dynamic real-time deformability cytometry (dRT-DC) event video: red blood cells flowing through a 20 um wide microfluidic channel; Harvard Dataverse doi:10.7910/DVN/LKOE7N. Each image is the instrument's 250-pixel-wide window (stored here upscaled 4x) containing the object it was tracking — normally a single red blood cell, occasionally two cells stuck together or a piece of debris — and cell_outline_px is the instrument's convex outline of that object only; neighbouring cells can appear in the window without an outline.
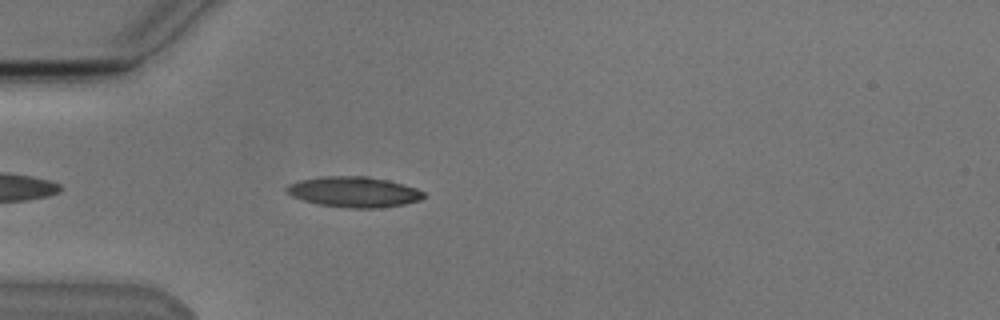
{"species": "Egyptian fruit bat (a non-hibernating species)", "species_latin": "Rousettus aegyptiacus", "temperature_condition": "cold", "stored_images_in_passage": 43, "camera_frame_rate_fps": 3000, "um_per_image_px": 0.085, "animal": {"sex": "male"}, "frame": {"image": 1, "passage_image": 5, "time_ms": 1.333, "image_size_px": [1000, 320], "cell_outline_px": [[424, 196], [420, 200], [404, 204], [380, 208], [348, 208], [320, 204], [304, 200], [292, 196], [284, 192], [284, 188], [288, 184], [300, 180], [324, 176], [368, 176], [388, 180], [416, 188], [424, 192]], "centroid_in_image_um": [30.06, 16.31], "position_along_channel_um": 54.9, "area_um2": 24.39}}
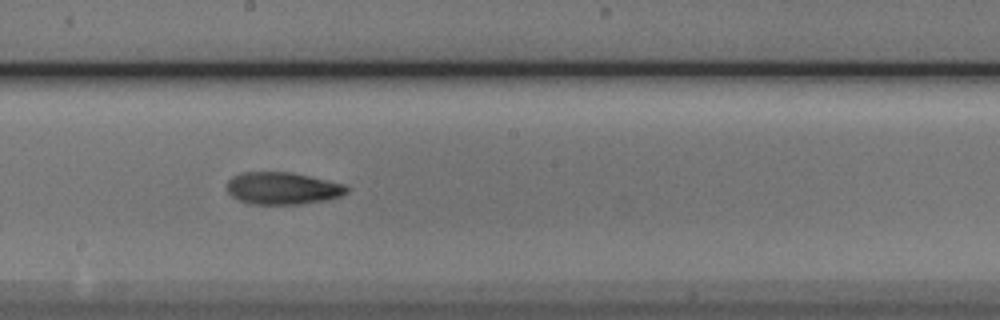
{"frame": {"image": 2, "passage_image": 19, "time_ms": 6.0, "image_size_px": [1000, 320], "cell_outline_px": [[348, 192], [340, 196], [328, 200], [300, 204], [248, 204], [236, 200], [228, 192], [228, 180], [232, 176], [244, 172], [292, 172], [348, 184]], "centroid_in_image_um": [24.05, 16.01], "position_along_channel_um": 224.2, "area_um2": 22.83}}
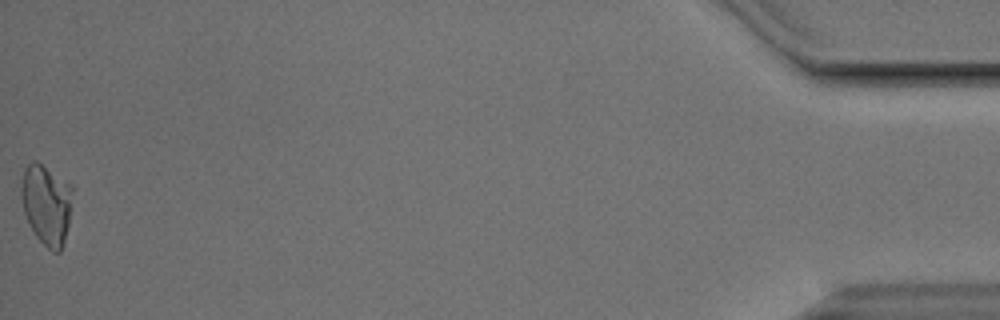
{"frame": {"image": 3, "passage_image": 43, "time_ms": 14.0, "image_size_px": [1000, 320], "cell_outline_px": [[72, 188], [68, 224], [64, 244], [60, 252], [52, 252], [36, 236], [24, 212], [20, 192], [20, 188], [24, 168], [32, 160], [36, 160], [68, 184]], "centroid_in_image_um": [3.92, 17.38], "position_along_channel_um": 431.3, "area_um2": 23.52}, "authors_computed_cell_mechanics": {"area_um2": 22.7154, "velocity_mm_per_s": 3.8072, "shape_relaxation_time_tau1_ms": 9.0014, "shape_relaxation_time_tau2_ms": 4.8067, "deformation_change_tau1": 0.205, "deformation_change_tau2": 0.1149}}